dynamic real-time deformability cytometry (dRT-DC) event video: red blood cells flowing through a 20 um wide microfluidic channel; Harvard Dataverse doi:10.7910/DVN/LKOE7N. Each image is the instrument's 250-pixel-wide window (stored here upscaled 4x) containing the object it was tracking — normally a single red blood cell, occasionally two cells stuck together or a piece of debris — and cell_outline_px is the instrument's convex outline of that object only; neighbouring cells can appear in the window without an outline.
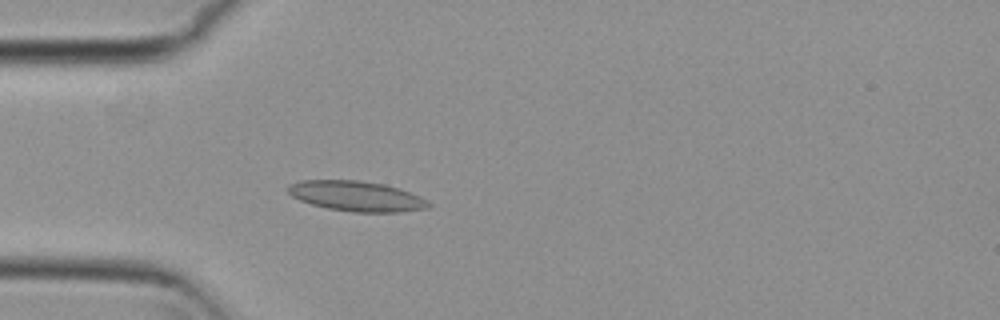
{"species": "common noctule bat (a hibernating species)", "species_latin": "Nyctalus noctula", "temperature_condition": "cold", "stored_images_in_passage": 4, "camera_frame_rate_fps": 3000, "um_per_image_px": 0.085, "animal": {"sex": "female", "body_mass_g": 29.2, "forearm_length_mm": 56.3}, "frame": {"image": 1, "passage_image": 4, "time_ms": 1.0, "image_size_px": [1000, 320], "cell_outline_px": [[432, 204], [428, 208], [400, 212], [352, 212], [328, 208], [312, 204], [300, 200], [292, 196], [288, 192], [288, 184], [300, 180], [360, 180], [384, 184], [420, 196]], "centroid_in_image_um": [30.29, 16.67], "position_along_channel_um": 54.7, "area_um2": 24.62}}